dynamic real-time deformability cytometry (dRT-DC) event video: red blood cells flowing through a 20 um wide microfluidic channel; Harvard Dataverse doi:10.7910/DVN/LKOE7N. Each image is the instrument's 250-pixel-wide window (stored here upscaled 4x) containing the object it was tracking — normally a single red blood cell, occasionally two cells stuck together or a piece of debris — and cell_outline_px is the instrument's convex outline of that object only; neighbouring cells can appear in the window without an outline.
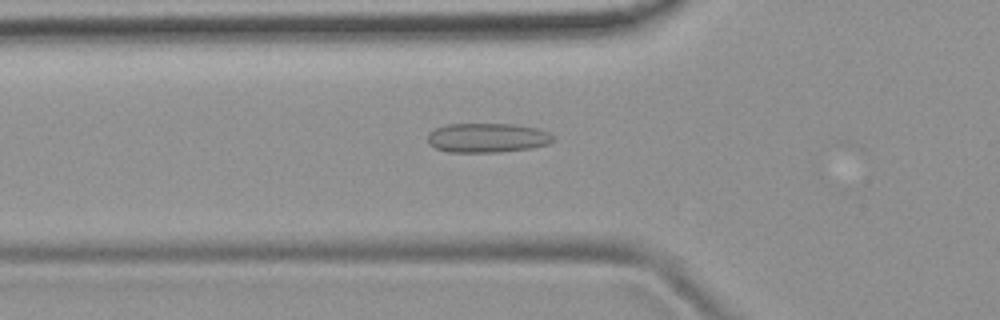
{"species": "common noctule bat (a hibernating species)", "species_latin": "Nyctalus noctula", "temperature_condition": "room temperature", "stored_images_in_passage": 51, "camera_frame_rate_fps": 3000, "um_per_image_px": 0.085, "animal": {"sex": "female", "body_mass_g": 19.9}, "frame": {"image": 1, "passage_image": 18, "time_ms": 5.667, "image_size_px": [1000, 320], "cell_outline_px": [[552, 140], [548, 144], [532, 148], [496, 152], [448, 152], [436, 148], [428, 144], [428, 132], [436, 128], [448, 124], [516, 124], [536, 128], [548, 132], [552, 136]], "centroid_in_image_um": [41.39, 11.71], "position_along_channel_um": 84.4, "area_um2": 21.44}}
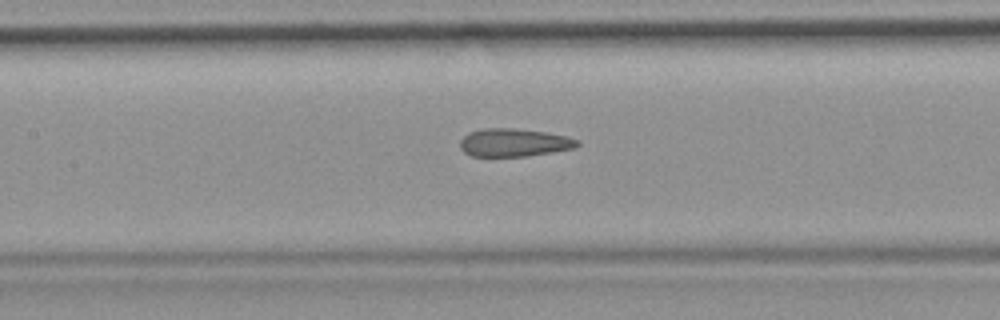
{"frame": {"image": 2, "passage_image": 24, "time_ms": 7.667, "image_size_px": [1000, 320], "cell_outline_px": [[580, 144], [576, 148], [552, 152], [524, 156], [472, 156], [464, 152], [460, 148], [460, 140], [468, 132], [484, 128], [512, 128], [548, 132], [568, 136], [580, 140]], "centroid_in_image_um": [43.72, 12.11], "position_along_channel_um": 163.7, "area_um2": 19.31}}
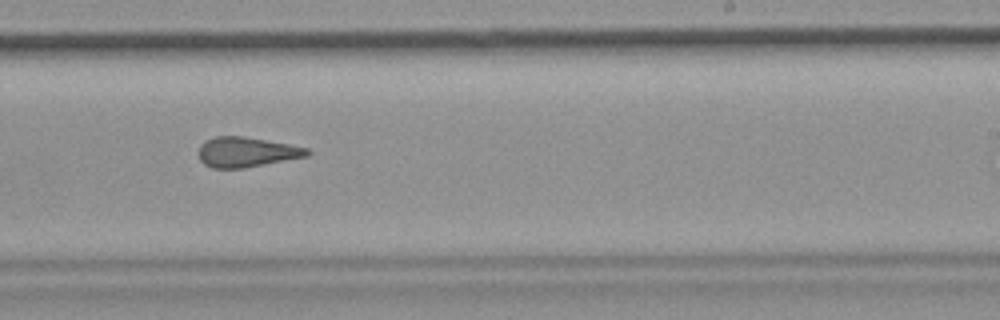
{"frame": {"image": 3, "passage_image": 32, "time_ms": 10.333, "image_size_px": [1000, 320], "cell_outline_px": [[312, 152], [308, 156], [244, 168], [212, 168], [204, 164], [200, 160], [196, 152], [200, 144], [204, 140], [216, 136], [244, 136], [288, 144], [308, 148]], "centroid_in_image_um": [20.91, 12.92], "position_along_channel_um": 268.1, "area_um2": 19.19}, "authors_computed_cell_mechanics": {"area_um2": 19.7676, "velocity_mm_per_s": 3.9322, "shape_relaxation_time_tau1_ms": null, "shape_relaxation_time_tau2_ms": 2.6084, "deformation_change_tau1": null, "deformation_change_tau2": 0.1168}}